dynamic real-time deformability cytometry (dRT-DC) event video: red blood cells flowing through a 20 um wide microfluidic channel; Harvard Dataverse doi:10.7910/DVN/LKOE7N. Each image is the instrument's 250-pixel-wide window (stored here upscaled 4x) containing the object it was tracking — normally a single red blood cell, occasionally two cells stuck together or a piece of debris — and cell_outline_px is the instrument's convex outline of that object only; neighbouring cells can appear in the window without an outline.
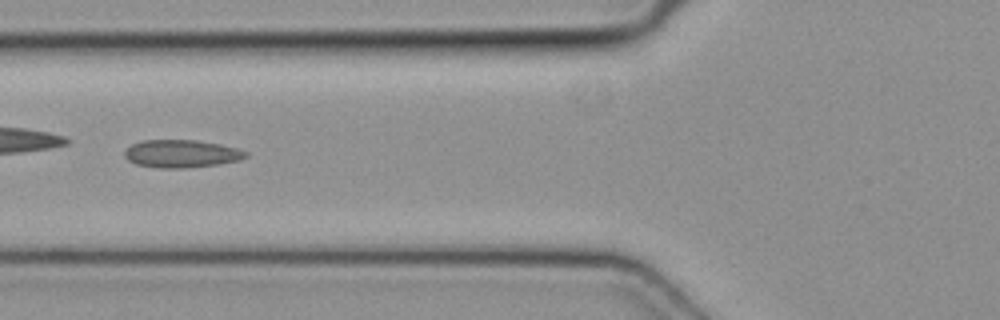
{"species": "common noctule bat (a hibernating species)", "species_latin": "Nyctalus noctula", "temperature_condition": "cold", "stored_images_in_passage": 6, "camera_frame_rate_fps": 3000, "um_per_image_px": 0.085, "animal": {"sex": "female", "body_mass_g": 19.3, "forearm_length_mm": 54.1}, "frame": {"image": 1, "passage_image": 5, "time_ms": 1.333, "image_size_px": [1000, 320], "cell_outline_px": [[248, 156], [240, 160], [216, 164], [184, 168], [156, 168], [136, 164], [128, 160], [124, 156], [124, 152], [132, 144], [144, 140], [196, 140], [220, 144], [236, 148], [248, 152]], "centroid_in_image_um": [15.42, 13.06], "position_along_channel_um": 110.4, "area_um2": 19.54}}
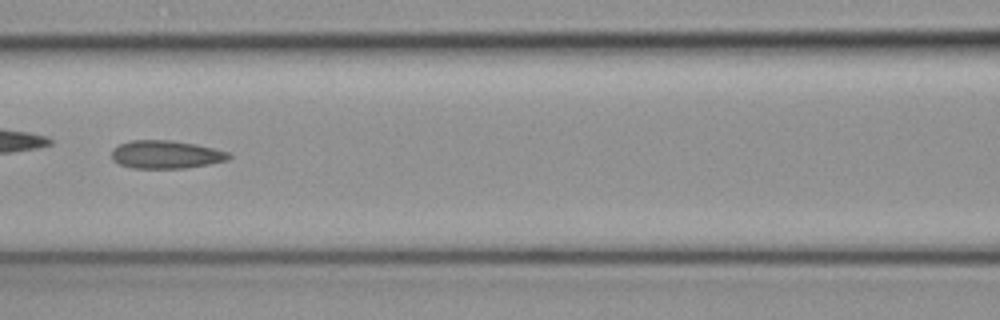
{"frame": {"image": 2, "passage_image": 6, "time_ms": 1.667, "image_size_px": [1000, 320], "cell_outline_px": [[232, 156], [228, 160], [208, 164], [184, 168], [132, 168], [120, 164], [112, 160], [112, 148], [120, 144], [132, 140], [172, 140], [196, 144], [228, 152]], "centroid_in_image_um": [14.09, 13.13], "position_along_channel_um": 152.5, "area_um2": 19.13}}